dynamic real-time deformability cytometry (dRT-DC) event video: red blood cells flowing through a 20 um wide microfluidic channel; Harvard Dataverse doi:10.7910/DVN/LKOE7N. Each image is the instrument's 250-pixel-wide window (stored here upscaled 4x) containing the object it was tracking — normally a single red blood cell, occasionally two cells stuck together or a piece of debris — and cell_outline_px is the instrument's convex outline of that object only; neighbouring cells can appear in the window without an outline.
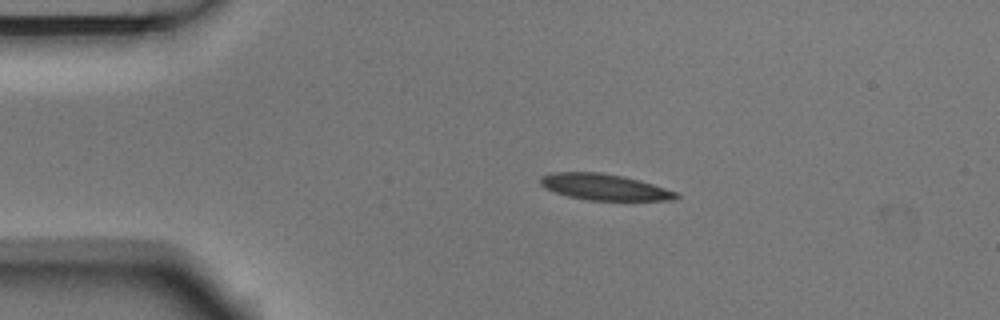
{"species": "Egyptian fruit bat (a non-hibernating species)", "species_latin": "Rousettus aegyptiacus", "temperature_condition": "room temperature", "stored_images_in_passage": 3, "camera_frame_rate_fps": 3000, "um_per_image_px": 0.085, "animal": {"sex": "male"}, "frame": {"image": 1, "passage_image": 3, "time_ms": 0.667, "image_size_px": [1000, 320], "cell_outline_px": [[680, 196], [676, 200], [588, 200], [568, 196], [544, 188], [540, 184], [540, 176], [552, 172], [600, 172], [624, 176], [640, 180], [676, 192]], "centroid_in_image_um": [51.35, 15.89], "position_along_channel_um": 33.7, "area_um2": 20.69}}